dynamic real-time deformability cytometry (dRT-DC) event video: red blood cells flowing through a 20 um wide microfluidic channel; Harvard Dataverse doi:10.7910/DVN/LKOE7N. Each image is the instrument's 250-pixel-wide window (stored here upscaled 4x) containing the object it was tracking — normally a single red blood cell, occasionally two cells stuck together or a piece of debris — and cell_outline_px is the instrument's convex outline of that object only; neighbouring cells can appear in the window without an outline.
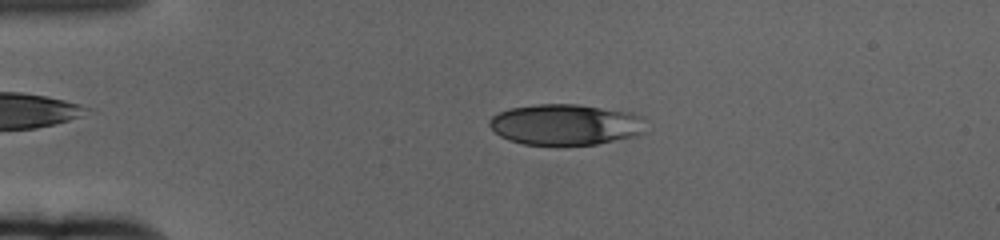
{"species": "human", "species_latin": "Homo sapiens", "temperature_condition": "cold", "stored_images_in_passage": 58, "camera_frame_rate_fps": 3000, "um_per_image_px": 0.085, "donor": {"sex": "female"}, "frame": {"image": 1, "passage_image": 12, "time_ms": 3.667, "image_size_px": [1000, 240], "cell_outline_px": [[644, 132], [636, 136], [596, 144], [564, 148], [556, 148], [524, 144], [508, 140], [500, 136], [488, 124], [488, 120], [496, 112], [508, 108], [536, 104], [576, 104], [632, 112], [640, 116]], "centroid_in_image_um": [48.0, 10.63], "position_along_channel_um": 37.0, "area_um2": 38.32}}
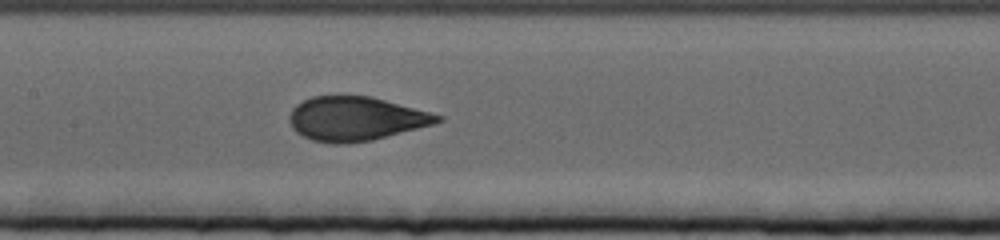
{"frame": {"image": 2, "passage_image": 28, "time_ms": 9.0, "image_size_px": [1000, 240], "cell_outline_px": [[444, 120], [432, 124], [372, 140], [348, 144], [332, 144], [312, 140], [296, 132], [292, 128], [288, 120], [288, 116], [292, 108], [296, 104], [312, 96], [372, 96], [444, 116]], "centroid_in_image_um": [30.2, 10.09], "position_along_channel_um": 177.2, "area_um2": 38.03}}
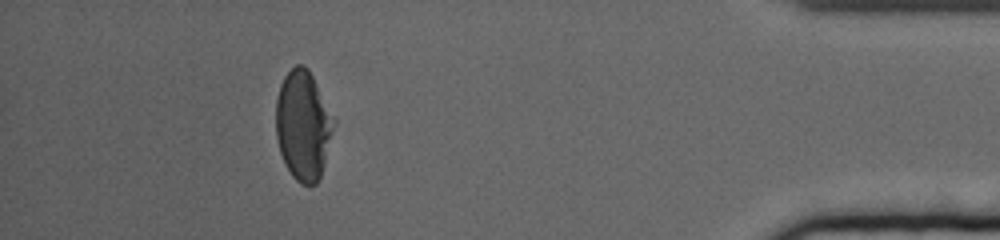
{"frame": {"image": 3, "passage_image": 53, "time_ms": 17.333, "image_size_px": [1000, 240], "cell_outline_px": [[336, 124], [324, 164], [320, 176], [316, 184], [300, 184], [292, 176], [280, 152], [276, 136], [276, 100], [280, 84], [284, 76], [296, 64], [304, 64], [308, 68], [336, 120]], "centroid_in_image_um": [25.78, 10.63], "position_along_channel_um": 409.4, "area_um2": 36.99}, "authors_computed_cell_mechanics": {"area_um2": 38.4659, "velocity_mm_per_s": 3.3754, "shape_relaxation_time_tau1_ms": 4.7735, "shape_relaxation_time_tau2_ms": 0.8064, "deformation_change_tau1": 0.1628, "deformation_change_tau2": 0.0674}}